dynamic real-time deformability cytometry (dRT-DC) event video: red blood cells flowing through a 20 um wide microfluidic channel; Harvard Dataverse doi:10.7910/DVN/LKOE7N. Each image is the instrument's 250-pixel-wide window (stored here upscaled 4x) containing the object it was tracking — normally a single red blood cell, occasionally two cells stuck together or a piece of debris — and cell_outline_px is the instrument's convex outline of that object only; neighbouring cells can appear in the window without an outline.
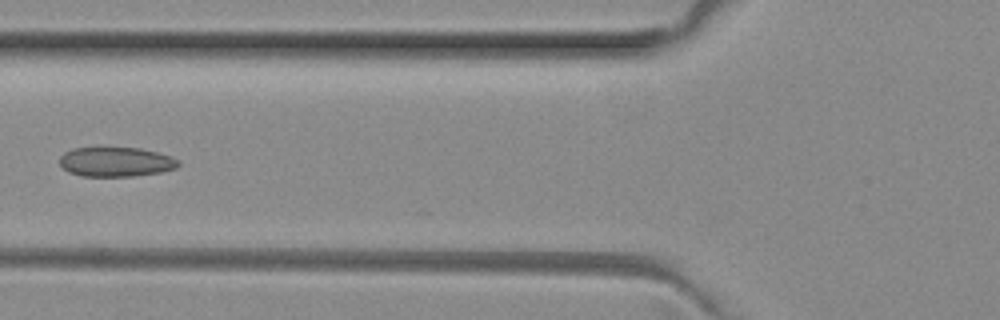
{"species": "common noctule bat (a hibernating species)", "species_latin": "Nyctalus noctula", "temperature_condition": "room temperature", "stored_images_in_passage": 6, "camera_frame_rate_fps": 3000, "um_per_image_px": 0.085, "animal": {"sex": "female", "body_mass_g": 29.2, "forearm_length_mm": 56.3}, "frame": {"image": 1, "passage_image": 5, "time_ms": 1.333, "image_size_px": [1000, 320], "cell_outline_px": [[180, 164], [176, 168], [160, 172], [132, 176], [80, 176], [68, 172], [60, 164], [60, 156], [64, 152], [72, 148], [100, 144], [140, 148], [172, 156], [180, 160]], "centroid_in_image_um": [9.81, 13.7], "position_along_channel_um": 116.0, "area_um2": 21.44}}
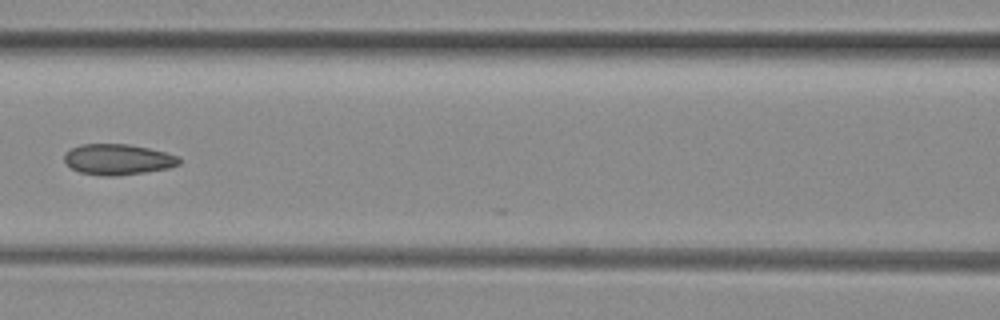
{"frame": {"image": 2, "passage_image": 6, "time_ms": 1.667, "image_size_px": [1000, 320], "cell_outline_px": [[180, 164], [168, 168], [144, 172], [116, 176], [104, 176], [80, 172], [72, 168], [64, 160], [64, 156], [72, 148], [80, 144], [128, 144], [148, 148], [180, 156]], "centroid_in_image_um": [10.04, 13.55], "position_along_channel_um": 156.6, "area_um2": 20.4}}